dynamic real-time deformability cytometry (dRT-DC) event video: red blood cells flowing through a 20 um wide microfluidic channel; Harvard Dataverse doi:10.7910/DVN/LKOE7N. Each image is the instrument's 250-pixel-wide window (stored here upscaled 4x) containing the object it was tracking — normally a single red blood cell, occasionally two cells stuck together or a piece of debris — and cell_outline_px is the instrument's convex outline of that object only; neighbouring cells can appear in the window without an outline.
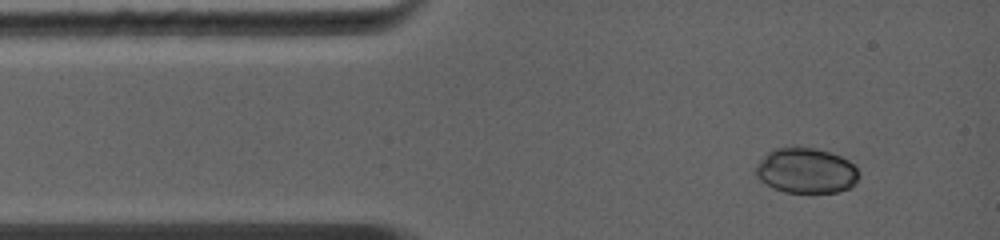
{"species": "common noctule bat (a hibernating species)", "species_latin": "Nyctalus noctula", "temperature_condition": "warm", "stored_images_in_passage": 6, "camera_frame_rate_fps": 5000, "um_per_image_px": 0.085, "animal": {"sex": "female", "body_mass_g": 19.0, "forearm_length_mm": 56.7}, "frame": {"image": 1, "passage_image": 6, "time_ms": 1.2, "image_size_px": [1000, 240], "cell_outline_px": [[860, 176], [848, 188], [840, 192], [784, 192], [772, 188], [760, 180], [756, 176], [756, 164], [768, 152], [776, 148], [792, 144], [816, 148], [840, 156], [848, 160], [860, 172]], "centroid_in_image_um": [68.49, 14.47], "position_along_channel_um": 16.5, "area_um2": 27.57}}